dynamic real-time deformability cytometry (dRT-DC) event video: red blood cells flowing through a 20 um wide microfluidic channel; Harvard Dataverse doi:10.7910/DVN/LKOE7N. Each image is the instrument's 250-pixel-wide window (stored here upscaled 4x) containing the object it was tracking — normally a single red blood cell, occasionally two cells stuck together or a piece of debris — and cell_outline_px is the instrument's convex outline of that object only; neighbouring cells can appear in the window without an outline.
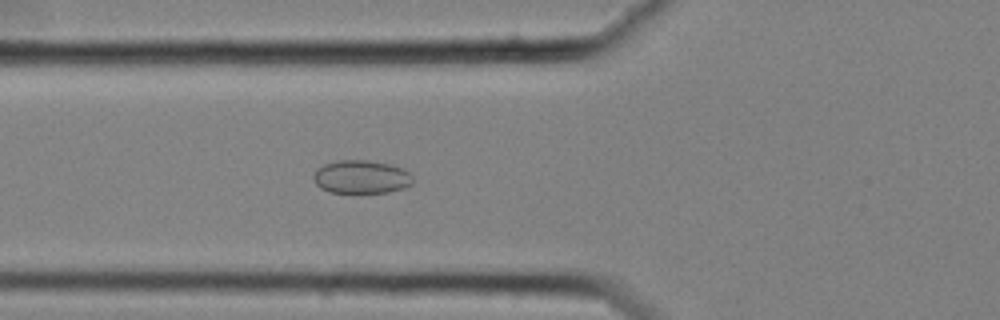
{"species": "common noctule bat (a hibernating species)", "species_latin": "Nyctalus noctula", "temperature_condition": "cold", "stored_images_in_passage": 59, "camera_frame_rate_fps": 3000, "um_per_image_px": 0.085, "animal": {"sex": "female", "body_mass_g": 25.1}, "frame": {"image": 1, "passage_image": 23, "time_ms": 7.333, "image_size_px": [1000, 320], "cell_outline_px": [[412, 184], [404, 188], [388, 192], [328, 192], [320, 188], [312, 180], [312, 176], [316, 168], [324, 164], [336, 160], [368, 160], [392, 164], [408, 172], [412, 176]], "centroid_in_image_um": [30.66, 15.03], "position_along_channel_um": 95.1, "area_um2": 19.42}}
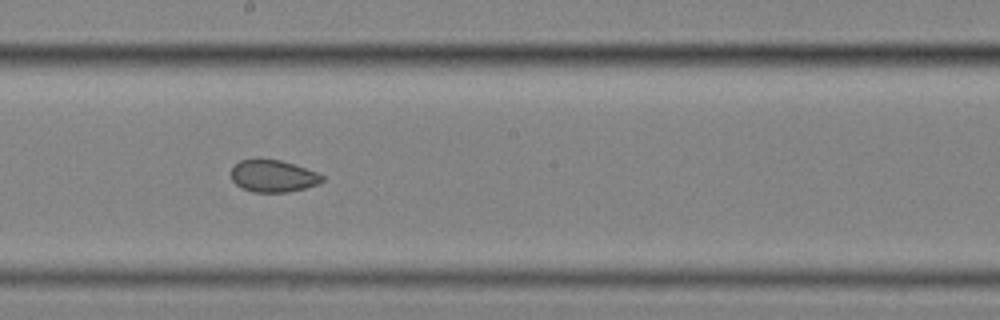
{"frame": {"image": 2, "passage_image": 34, "time_ms": 11.0, "image_size_px": [1000, 320], "cell_outline_px": [[324, 180], [320, 184], [288, 192], [252, 192], [240, 188], [232, 180], [232, 168], [240, 160], [280, 160], [316, 172], [324, 176]], "centroid_in_image_um": [23.22, 14.99], "position_along_channel_um": 225.0, "area_um2": 16.82}}
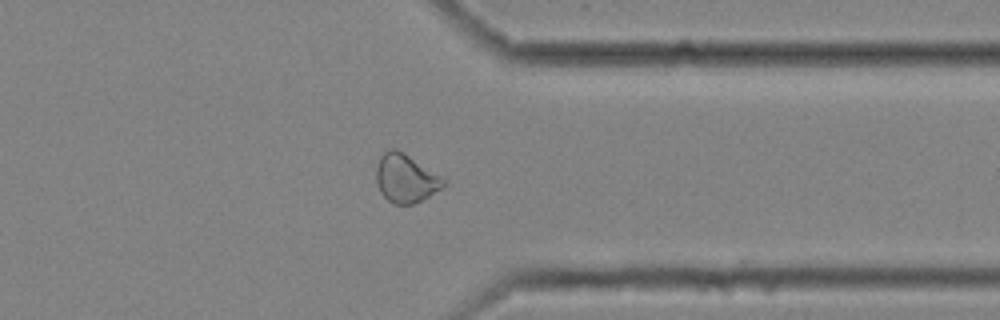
{"frame": {"image": 3, "passage_image": 47, "time_ms": 15.333, "image_size_px": [1000, 320], "cell_outline_px": [[448, 184], [428, 196], [412, 204], [396, 204], [388, 200], [380, 192], [376, 180], [376, 168], [380, 156], [384, 152], [392, 148], [396, 148], [404, 152], [448, 180]], "centroid_in_image_um": [34.5, 15.14], "position_along_channel_um": 376.9, "area_um2": 19.02}, "authors_computed_cell_mechanics": {"area_um2": 21.2126, "velocity_mm_per_s": 3.5437, "shape_relaxation_time_tau1_ms": null, "shape_relaxation_time_tau2_ms": 1.7316, "deformation_change_tau1": null, "deformation_change_tau2": 0.0493}}